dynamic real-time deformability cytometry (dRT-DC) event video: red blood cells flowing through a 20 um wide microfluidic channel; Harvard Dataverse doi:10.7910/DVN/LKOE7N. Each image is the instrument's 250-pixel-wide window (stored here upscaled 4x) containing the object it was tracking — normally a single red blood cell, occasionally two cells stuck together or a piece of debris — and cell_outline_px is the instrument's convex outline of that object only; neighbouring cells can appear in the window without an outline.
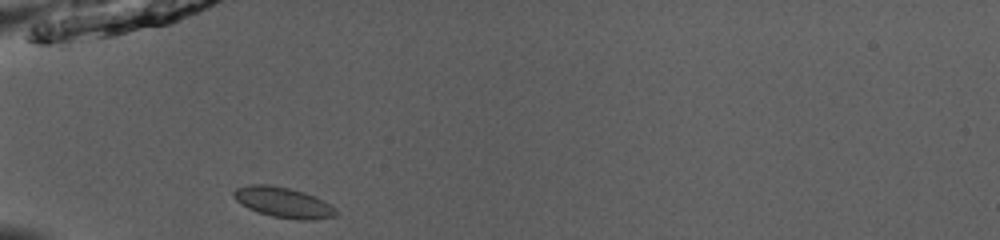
{"species": "common noctule bat (a hibernating species)", "species_latin": "Nyctalus noctula", "temperature_condition": "room temperature", "stored_images_in_passage": 35, "camera_frame_rate_fps": 3000, "um_per_image_px": 0.085, "animal": {"sex": "male", "body_mass_g": 13.0, "forearm_length_mm": 53.1}, "frame": {"image": 1, "passage_image": 1, "time_ms": 0.0, "image_size_px": [1000, 240], "cell_outline_px": [[336, 216], [312, 220], [300, 220], [272, 216], [256, 212], [240, 204], [232, 196], [232, 192], [236, 188], [248, 184], [268, 184], [288, 188], [304, 192], [324, 200], [336, 208]], "centroid_in_image_um": [24.05, 17.2], "position_along_channel_um": 60.9, "area_um2": 18.26}}
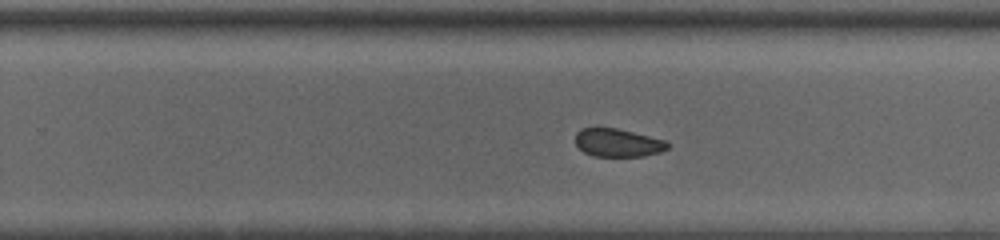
{"frame": {"image": 2, "passage_image": 18, "time_ms": 5.667, "image_size_px": [1000, 240], "cell_outline_px": [[672, 144], [668, 148], [660, 152], [644, 156], [592, 156], [584, 152], [576, 144], [576, 132], [580, 128], [616, 128], [664, 140]], "centroid_in_image_um": [52.52, 12.14], "position_along_channel_um": 277.3, "area_um2": 15.03}}
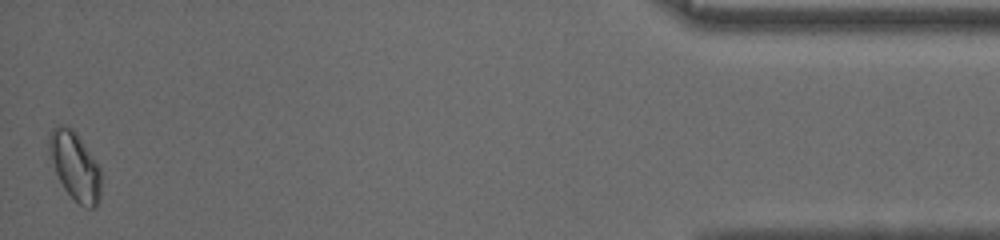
{"frame": {"image": 3, "passage_image": 35, "time_ms": 11.333, "image_size_px": [1000, 240], "cell_outline_px": [[100, 200], [96, 208], [84, 208], [64, 188], [56, 172], [48, 152], [48, 136], [52, 128], [60, 124], [64, 124], [72, 128], [76, 132], [96, 160], [100, 168]], "centroid_in_image_um": [6.37, 14.09], "position_along_channel_um": 428.8, "area_um2": 20.75}, "authors_computed_cell_mechanics": {"area_um2": 16.8198, "velocity_mm_per_s": 3.9351, "shape_relaxation_time_tau1_ms": null, "shape_relaxation_time_tau2_ms": 1.7511, "deformation_change_tau1": null, "deformation_change_tau2": 0.0506}}